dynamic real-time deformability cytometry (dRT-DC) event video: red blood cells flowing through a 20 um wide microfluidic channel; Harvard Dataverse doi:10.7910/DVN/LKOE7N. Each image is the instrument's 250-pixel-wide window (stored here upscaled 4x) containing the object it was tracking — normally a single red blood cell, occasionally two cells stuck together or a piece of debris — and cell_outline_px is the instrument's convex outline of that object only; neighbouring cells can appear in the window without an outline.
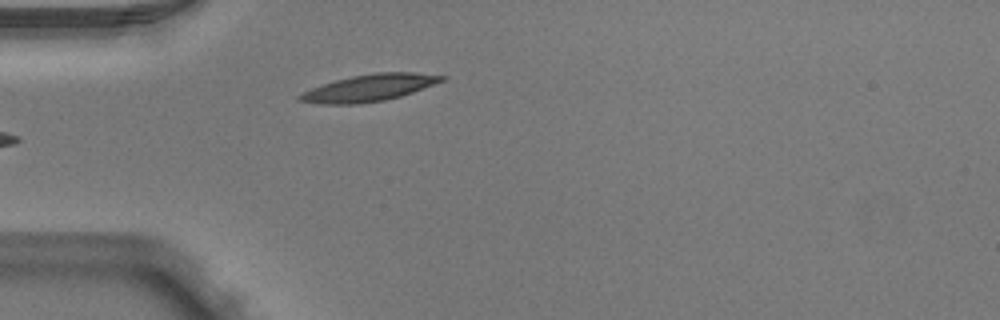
{"species": "Egyptian fruit bat (a non-hibernating species)", "species_latin": "Rousettus aegyptiacus", "temperature_condition": "warm", "stored_images_in_passage": 4, "camera_frame_rate_fps": 3000, "um_per_image_px": 0.085, "animal": {"sex": "male"}, "frame": {"image": 1, "passage_image": 4, "time_ms": 1.0, "image_size_px": [1000, 320], "cell_outline_px": [[448, 76], [444, 80], [412, 92], [400, 96], [384, 100], [356, 104], [320, 104], [300, 100], [296, 96], [312, 88], [336, 80], [352, 76], [376, 72], [412, 72]], "centroid_in_image_um": [31.4, 7.46], "position_along_channel_um": 53.6, "area_um2": 21.85}}